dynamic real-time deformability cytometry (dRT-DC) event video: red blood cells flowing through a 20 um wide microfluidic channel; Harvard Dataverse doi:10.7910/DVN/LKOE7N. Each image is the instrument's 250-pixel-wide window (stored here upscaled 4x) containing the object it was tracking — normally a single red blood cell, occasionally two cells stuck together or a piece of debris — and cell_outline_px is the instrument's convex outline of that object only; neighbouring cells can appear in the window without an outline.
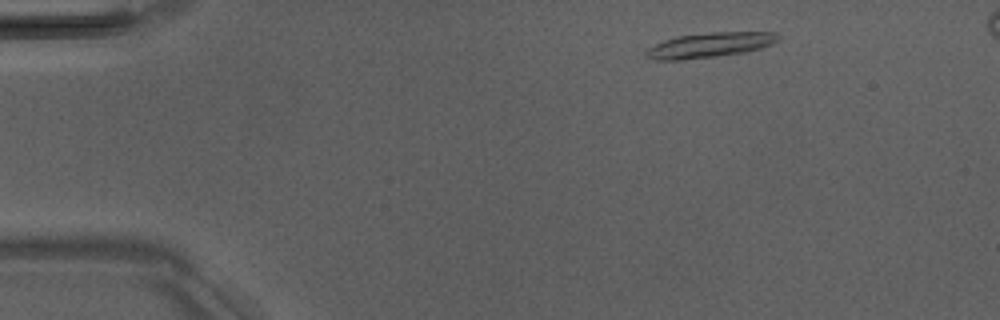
{"species": "Egyptian fruit bat (a non-hibernating species)", "species_latin": "Rousettus aegyptiacus", "temperature_condition": "room temperature", "stored_images_in_passage": 5, "camera_frame_rate_fps": 3000, "um_per_image_px": 0.085, "animal": {"sex": "male"}, "frame": {"image": 1, "passage_image": 1, "time_ms": 0.0, "image_size_px": [1000, 320], "cell_outline_px": [[780, 36], [772, 44], [748, 52], [684, 60], [652, 60], [644, 56], [644, 52], [648, 48], [664, 40], [676, 36], [712, 32], [776, 32]], "centroid_in_image_um": [60.29, 3.84], "position_along_channel_um": 24.7, "area_um2": 19.31}}